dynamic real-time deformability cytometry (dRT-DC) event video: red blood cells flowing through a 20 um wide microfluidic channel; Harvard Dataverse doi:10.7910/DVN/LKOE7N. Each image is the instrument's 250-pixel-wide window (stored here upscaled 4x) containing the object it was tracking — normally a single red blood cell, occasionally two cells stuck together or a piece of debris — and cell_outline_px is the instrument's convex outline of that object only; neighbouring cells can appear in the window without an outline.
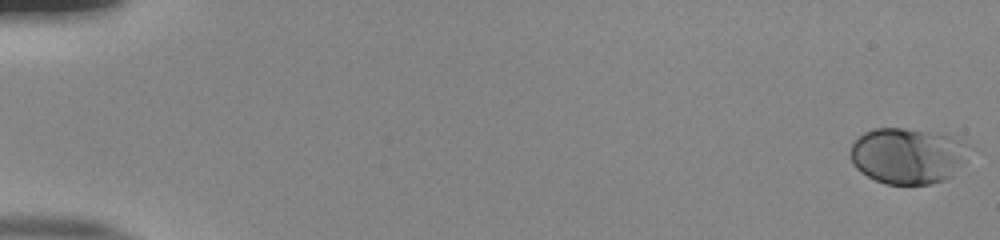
{"species": "human", "species_latin": "Homo sapiens", "temperature_condition": "room temperature", "stored_images_in_passage": 54, "camera_frame_rate_fps": 3000, "um_per_image_px": 0.085, "donor": {"sex": "male"}, "frame": {"image": 1, "passage_image": 1, "time_ms": 0.0, "image_size_px": [1000, 240], "cell_outline_px": [[976, 148], [952, 176], [944, 180], [932, 184], [884, 184], [860, 172], [852, 164], [848, 156], [848, 152], [852, 144], [864, 132], [872, 128], [904, 128], [940, 132], [952, 136], [972, 144]], "centroid_in_image_um": [77.22, 13.22], "position_along_channel_um": 7.8, "area_um2": 39.94}}
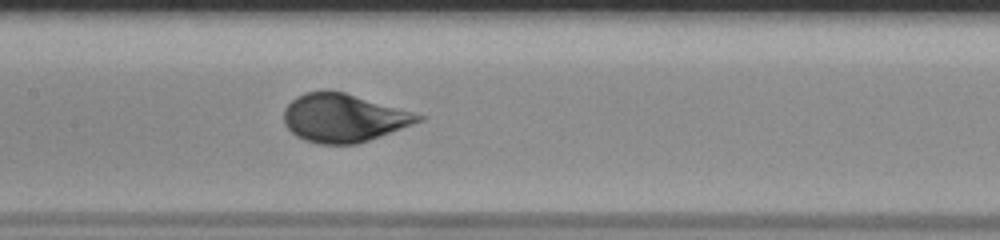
{"frame": {"image": 2, "passage_image": 28, "time_ms": 9.0, "image_size_px": [1000, 240], "cell_outline_px": [[428, 116], [424, 120], [380, 136], [356, 144], [320, 144], [304, 140], [296, 136], [284, 124], [284, 108], [296, 96], [304, 92], [344, 92]], "centroid_in_image_um": [29.22, 10.03], "position_along_channel_um": 178.2, "area_um2": 37.51}}
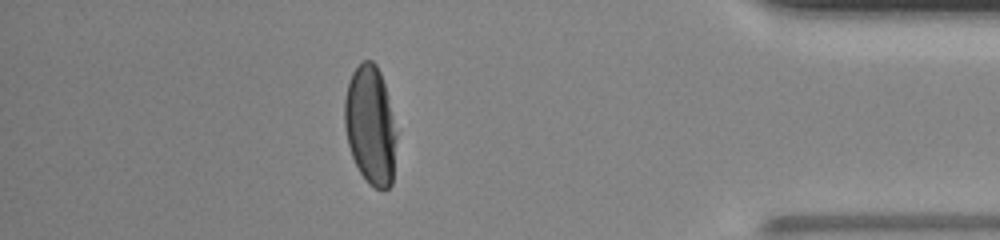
{"frame": {"image": 3, "passage_image": 48, "time_ms": 15.667, "image_size_px": [1000, 240], "cell_outline_px": [[396, 136], [392, 184], [384, 192], [368, 184], [360, 172], [352, 156], [348, 144], [344, 128], [344, 100], [348, 80], [352, 72], [364, 60], [372, 60], [376, 64], [380, 72], [384, 84], [396, 132]], "centroid_in_image_um": [31.46, 10.67], "position_along_channel_um": 403.7, "area_um2": 35.89}, "authors_computed_cell_mechanics": {"area_um2": 38.3214, "velocity_mm_per_s": 3.8833, "shape_relaxation_time_tau1_ms": 2.8742, "shape_relaxation_time_tau2_ms": null, "deformation_change_tau1": 0.1666, "deformation_change_tau2": null}}